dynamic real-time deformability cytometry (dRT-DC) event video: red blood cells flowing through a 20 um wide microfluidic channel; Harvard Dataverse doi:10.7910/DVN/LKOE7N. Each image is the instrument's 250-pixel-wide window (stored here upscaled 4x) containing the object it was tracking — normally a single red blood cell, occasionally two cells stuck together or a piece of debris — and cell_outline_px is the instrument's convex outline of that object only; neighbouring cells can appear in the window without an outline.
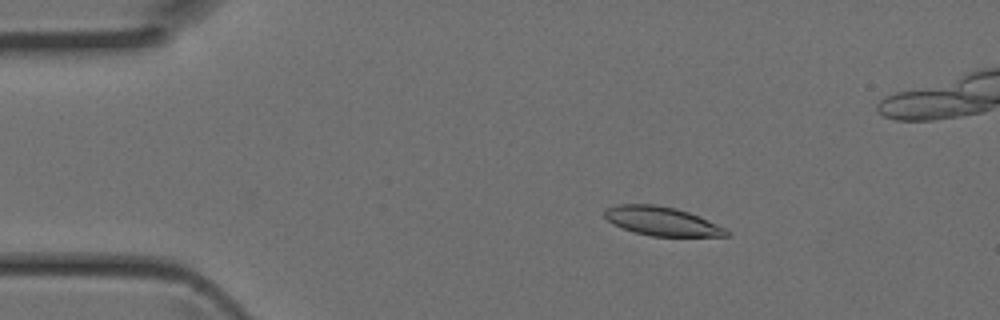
{"species": "Egyptian fruit bat (a non-hibernating species)", "species_latin": "Rousettus aegyptiacus", "temperature_condition": "room temperature", "stored_images_in_passage": 8, "camera_frame_rate_fps": 3000, "um_per_image_px": 0.085, "animal": {"sex": "female"}, "frame": {"image": 1, "passage_image": 3, "time_ms": 0.667, "image_size_px": [1000, 320], "cell_outline_px": [[732, 232], [728, 236], [652, 236], [632, 232], [612, 224], [604, 216], [604, 208], [616, 204], [652, 204], [676, 208], [688, 212], [708, 220]], "centroid_in_image_um": [56.21, 18.8], "position_along_channel_um": 28.8, "area_um2": 20.58}}